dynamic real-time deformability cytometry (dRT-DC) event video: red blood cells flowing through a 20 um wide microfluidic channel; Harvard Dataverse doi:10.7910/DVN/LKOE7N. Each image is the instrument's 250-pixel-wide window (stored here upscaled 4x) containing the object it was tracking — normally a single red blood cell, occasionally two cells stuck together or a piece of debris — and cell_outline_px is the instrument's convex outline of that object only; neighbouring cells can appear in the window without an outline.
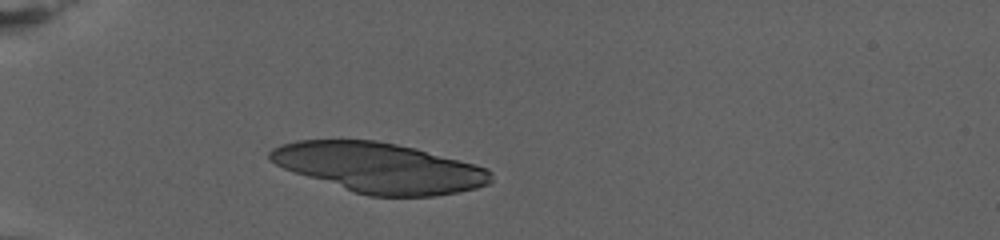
{"species": "human", "species_latin": "Homo sapiens", "temperature_condition": "warm", "stored_images_in_passage": 52, "camera_frame_rate_fps": 3000, "um_per_image_px": 0.085, "donor": {"sex": "female"}, "frame": {"image": 1, "passage_image": 1, "time_ms": 0.0, "image_size_px": [1000, 240], "cell_outline_px": [[492, 180], [488, 184], [476, 188], [460, 192], [436, 196], [368, 196], [284, 168], [276, 164], [268, 156], [268, 152], [272, 148], [284, 144], [300, 140], [376, 140], [396, 144], [412, 148], [488, 168], [492, 172]], "centroid_in_image_um": [32.28, 14.26], "position_along_channel_um": 52.7, "area_um2": 63.23}}